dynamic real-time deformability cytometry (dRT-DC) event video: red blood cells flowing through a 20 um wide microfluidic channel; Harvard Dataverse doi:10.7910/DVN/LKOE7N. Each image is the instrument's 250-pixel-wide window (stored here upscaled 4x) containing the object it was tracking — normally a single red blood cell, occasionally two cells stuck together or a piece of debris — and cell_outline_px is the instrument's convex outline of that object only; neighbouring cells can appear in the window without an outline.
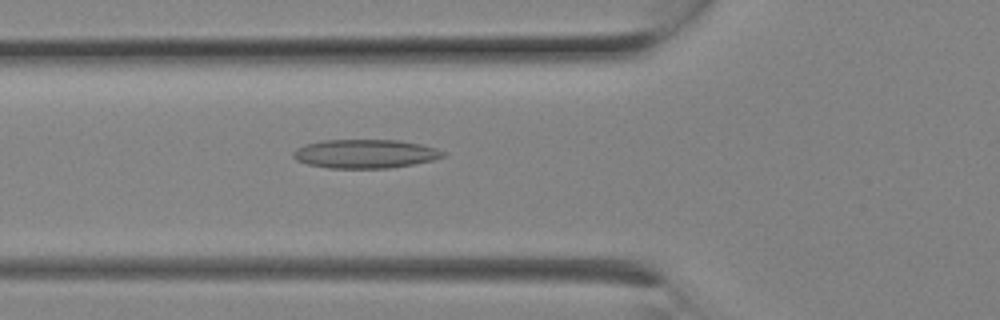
{"species": "Egyptian fruit bat (a non-hibernating species)", "species_latin": "Rousettus aegyptiacus", "temperature_condition": "room temperature", "stored_images_in_passage": 8, "camera_frame_rate_fps": 3000, "um_per_image_px": 0.085, "animal": {"sex": "female"}, "frame": {"image": 1, "passage_image": 8, "time_ms": 2.333, "image_size_px": [1000, 320], "cell_outline_px": [[448, 152], [444, 156], [432, 160], [412, 164], [388, 168], [328, 168], [308, 164], [296, 160], [292, 156], [292, 152], [296, 148], [304, 144], [324, 140], [400, 140], [420, 144], [436, 148]], "centroid_in_image_um": [31.02, 13.07], "position_along_channel_um": 94.8, "area_um2": 25.2}}